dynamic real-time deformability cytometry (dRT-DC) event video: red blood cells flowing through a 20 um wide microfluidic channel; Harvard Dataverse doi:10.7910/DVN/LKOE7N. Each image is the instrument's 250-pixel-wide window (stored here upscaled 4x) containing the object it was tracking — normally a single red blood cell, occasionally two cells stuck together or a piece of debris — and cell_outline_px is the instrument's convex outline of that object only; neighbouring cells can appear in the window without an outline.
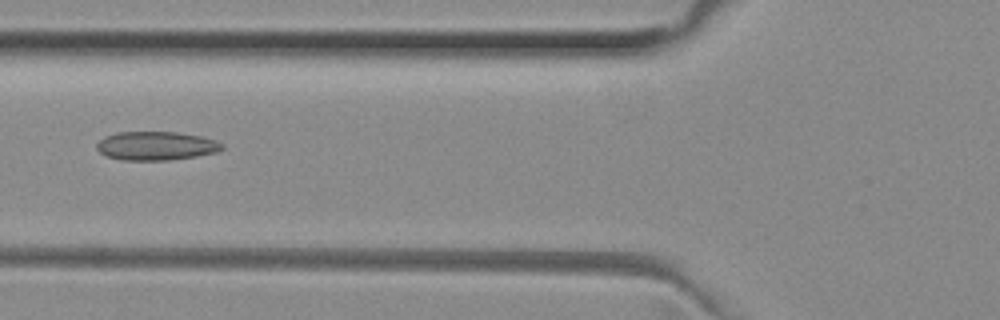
{"species": "common noctule bat (a hibernating species)", "species_latin": "Nyctalus noctula", "temperature_condition": "room temperature", "stored_images_in_passage": 28, "camera_frame_rate_fps": 3000, "um_per_image_px": 0.085, "animal": {"sex": "female", "body_mass_g": 29.2, "forearm_length_mm": 56.3}, "frame": {"image": 1, "passage_image": 4, "time_ms": 1.0, "image_size_px": [1000, 320], "cell_outline_px": [[224, 148], [216, 152], [196, 156], [172, 160], [120, 160], [108, 156], [100, 152], [96, 148], [96, 144], [104, 136], [116, 132], [176, 132], [200, 136], [216, 140], [224, 144]], "centroid_in_image_um": [13.27, 12.39], "position_along_channel_um": 112.5, "area_um2": 21.04}}
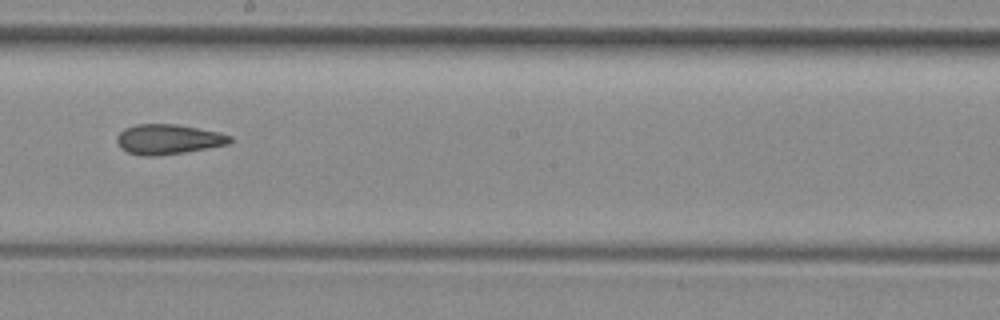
{"frame": {"image": 2, "passage_image": 13, "time_ms": 4.0, "image_size_px": [1000, 320], "cell_outline_px": [[232, 140], [228, 144], [184, 152], [156, 156], [144, 156], [128, 152], [120, 148], [116, 140], [116, 136], [124, 128], [136, 124], [176, 124], [220, 132], [232, 136]], "centroid_in_image_um": [14.28, 11.83], "position_along_channel_um": 233.9, "area_um2": 19.77}}
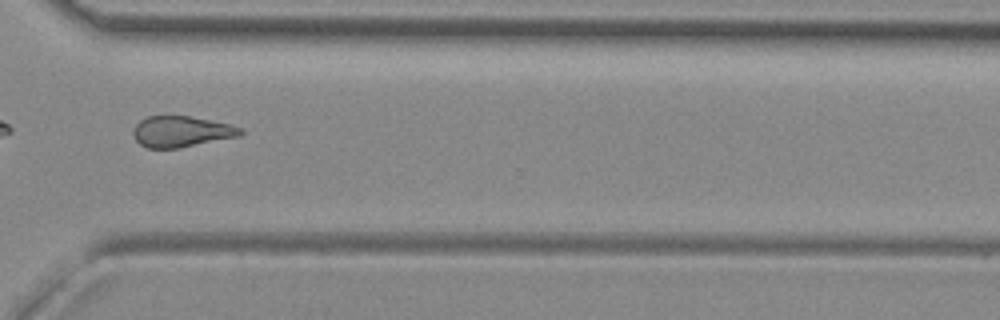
{"frame": {"image": 3, "passage_image": 22, "time_ms": 7.0, "image_size_px": [1000, 320], "cell_outline_px": [[244, 132], [240, 136], [180, 148], [148, 148], [140, 144], [136, 140], [132, 132], [136, 124], [140, 120], [148, 116], [188, 116], [232, 124], [244, 128]], "centroid_in_image_um": [15.45, 11.18], "position_along_channel_um": 355.1, "area_um2": 19.48}}